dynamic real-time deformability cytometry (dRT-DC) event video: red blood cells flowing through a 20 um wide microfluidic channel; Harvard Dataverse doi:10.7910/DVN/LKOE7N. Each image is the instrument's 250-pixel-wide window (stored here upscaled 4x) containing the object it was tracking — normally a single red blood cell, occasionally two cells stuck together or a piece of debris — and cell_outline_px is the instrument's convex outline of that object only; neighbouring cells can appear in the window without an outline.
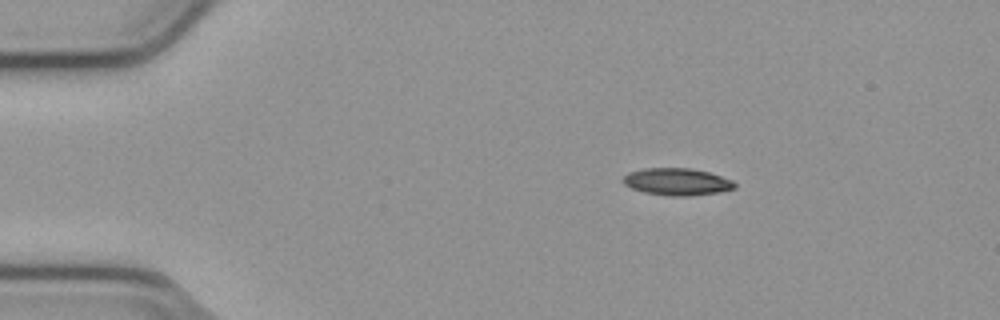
{"species": "common noctule bat (a hibernating species)", "species_latin": "Nyctalus noctula", "temperature_condition": "cold", "stored_images_in_passage": 46, "camera_frame_rate_fps": 3000, "um_per_image_px": 0.085, "animal": {"sex": "male", "body_mass_g": 23.1, "forearm_length_mm": 52.7}, "frame": {"image": 1, "passage_image": 1, "time_ms": 0.0, "image_size_px": [1000, 320], "cell_outline_px": [[736, 188], [720, 192], [688, 196], [668, 196], [644, 192], [632, 188], [624, 184], [624, 176], [628, 172], [644, 168], [692, 168], [708, 172], [732, 180], [736, 184]], "centroid_in_image_um": [57.56, 15.45], "position_along_channel_um": 27.4, "area_um2": 17.63}}
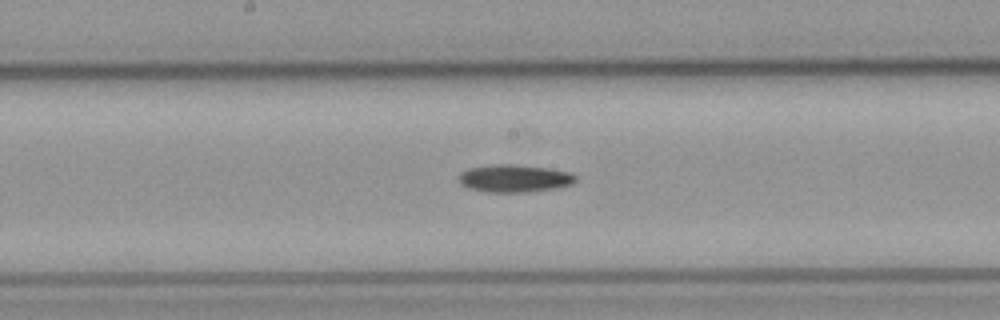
{"frame": {"image": 2, "passage_image": 20, "time_ms": 6.333, "image_size_px": [1000, 320], "cell_outline_px": [[576, 180], [572, 184], [556, 188], [524, 192], [484, 192], [468, 188], [460, 184], [460, 172], [468, 168], [488, 164], [512, 164], [548, 168], [572, 172], [576, 176]], "centroid_in_image_um": [43.71, 15.15], "position_along_channel_um": 204.5, "area_um2": 18.96}}
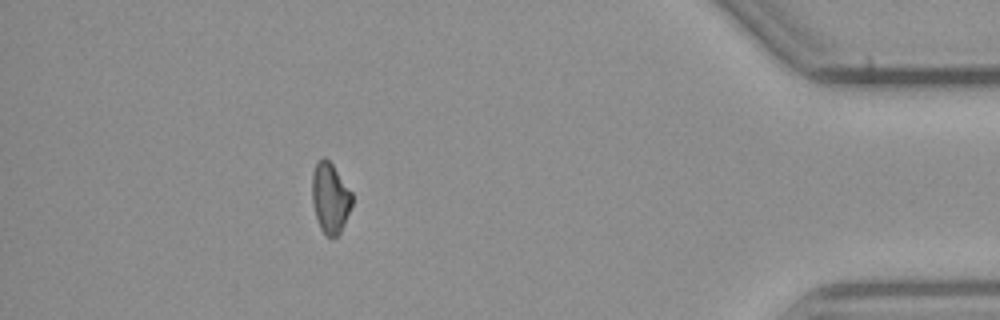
{"frame": {"image": 3, "passage_image": 40, "time_ms": 13.0, "image_size_px": [1000, 320], "cell_outline_px": [[352, 204], [344, 224], [340, 232], [332, 240], [320, 228], [312, 204], [312, 172], [316, 164], [324, 156], [332, 164], [352, 192]], "centroid_in_image_um": [28.06, 16.83], "position_along_channel_um": 407.1, "area_um2": 16.3}}